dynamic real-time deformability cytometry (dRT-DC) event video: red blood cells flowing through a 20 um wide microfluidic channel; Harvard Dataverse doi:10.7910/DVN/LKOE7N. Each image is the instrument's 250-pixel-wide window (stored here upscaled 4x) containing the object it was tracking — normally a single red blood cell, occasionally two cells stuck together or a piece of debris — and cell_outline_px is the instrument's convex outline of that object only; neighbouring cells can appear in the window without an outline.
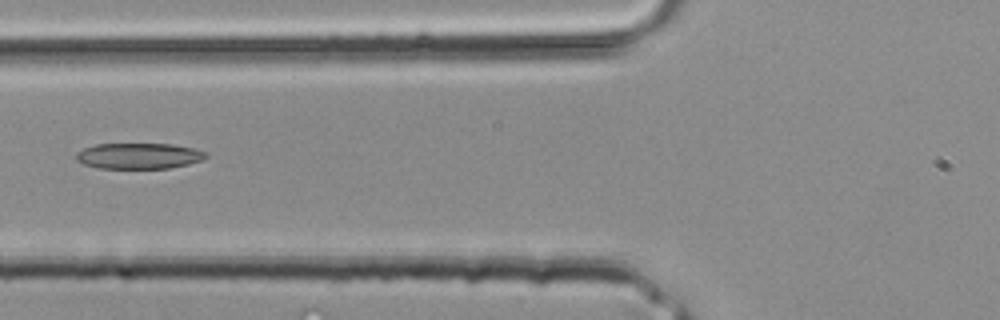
{"species": "common noctule bat (a hibernating species)", "species_latin": "Nyctalus noctula", "temperature_condition": "room temperature", "stored_images_in_passage": 3, "camera_frame_rate_fps": 3000, "um_per_image_px": 0.085, "animal": {"sex": "male", "body_mass_g": 20.4}, "frame": {"image": 1, "passage_image": 3, "time_ms": 0.667, "image_size_px": [1000, 320], "cell_outline_px": [[208, 156], [200, 160], [188, 164], [168, 168], [96, 168], [84, 164], [76, 160], [76, 152], [84, 148], [96, 144], [172, 144], [196, 148], [204, 152]], "centroid_in_image_um": [11.78, 13.25], "position_along_channel_um": 114.0, "area_um2": 19.48}}